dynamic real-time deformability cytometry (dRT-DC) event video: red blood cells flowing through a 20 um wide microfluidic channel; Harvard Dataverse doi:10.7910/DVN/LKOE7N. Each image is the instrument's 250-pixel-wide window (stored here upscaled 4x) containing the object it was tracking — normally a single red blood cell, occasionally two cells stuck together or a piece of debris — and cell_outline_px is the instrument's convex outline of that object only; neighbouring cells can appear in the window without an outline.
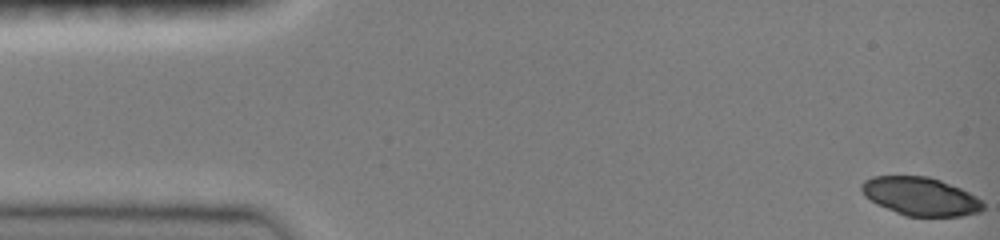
{"species": "common noctule bat (a hibernating species)", "species_latin": "Nyctalus noctula", "temperature_condition": "room temperature", "stored_images_in_passage": 47, "camera_frame_rate_fps": 3000, "um_per_image_px": 0.085, "animal": {"sex": "female", "body_mass_g": 19.0, "forearm_length_mm": 51.5}, "frame": {"image": 1, "passage_image": 1, "time_ms": 0.0, "image_size_px": [1000, 240], "cell_outline_px": [[984, 208], [980, 212], [960, 216], [904, 216], [876, 204], [864, 196], [860, 188], [860, 184], [864, 180], [872, 176], [928, 176], [940, 180], [960, 188], [976, 196], [984, 204]], "centroid_in_image_um": [78.2, 16.69], "position_along_channel_um": 6.8, "area_um2": 27.22}}
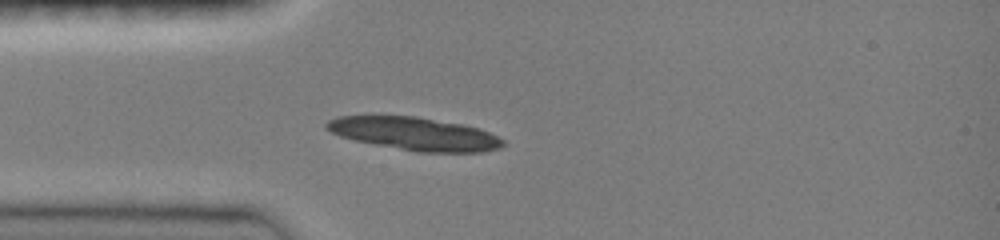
{"frame": {"image": 2, "passage_image": 13, "time_ms": 4.0, "image_size_px": [1000, 240], "cell_outline_px": [[504, 144], [500, 148], [484, 152], [416, 152], [356, 140], [340, 136], [324, 128], [324, 124], [328, 120], [336, 116], [416, 116], [460, 124], [480, 128], [504, 140]], "centroid_in_image_um": [35.24, 11.37], "position_along_channel_um": 49.8, "area_um2": 33.76}}